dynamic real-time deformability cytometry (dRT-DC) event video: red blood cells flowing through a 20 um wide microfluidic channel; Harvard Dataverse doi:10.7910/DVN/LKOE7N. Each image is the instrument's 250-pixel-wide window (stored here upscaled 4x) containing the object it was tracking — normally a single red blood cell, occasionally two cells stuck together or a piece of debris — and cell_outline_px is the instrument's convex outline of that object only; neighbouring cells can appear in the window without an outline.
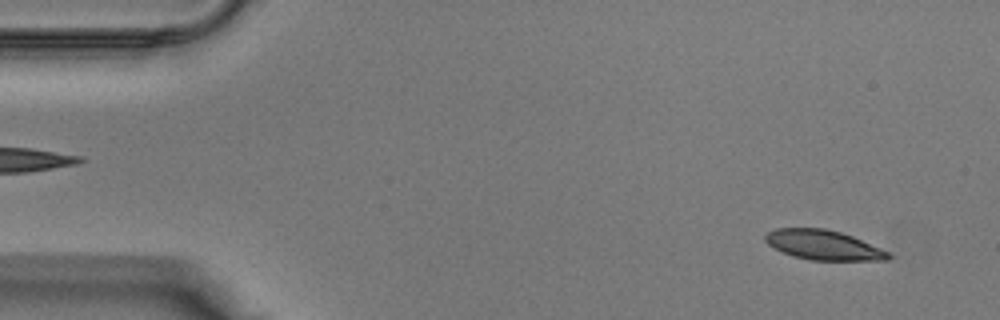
{"species": "Egyptian fruit bat (a non-hibernating species)", "species_latin": "Rousettus aegyptiacus", "temperature_condition": "warm", "stored_images_in_passage": 39, "camera_frame_rate_fps": 3000, "um_per_image_px": 0.085, "animal": {"sex": "male"}, "frame": {"image": 1, "passage_image": 2, "time_ms": 0.333, "image_size_px": [1000, 320], "cell_outline_px": [[892, 256], [888, 260], [812, 260], [792, 256], [768, 244], [764, 240], [764, 236], [768, 232], [776, 228], [824, 228], [840, 232], [852, 236], [880, 248], [888, 252]], "centroid_in_image_um": [69.97, 20.82], "position_along_channel_um": 15.0, "area_um2": 21.1}}
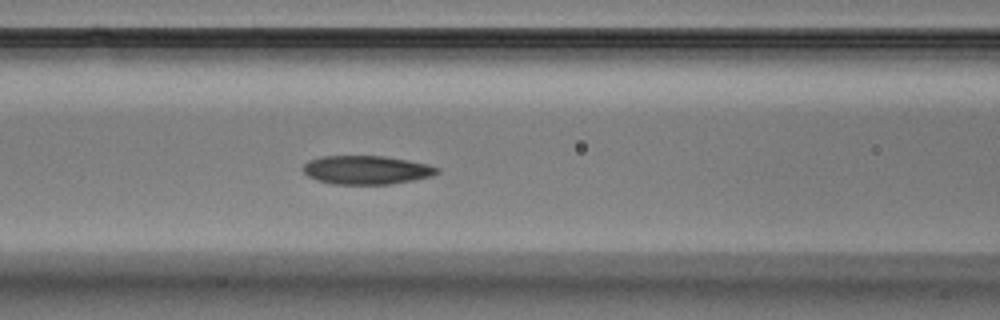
{"frame": {"image": 2, "passage_image": 15, "time_ms": 4.667, "image_size_px": [1000, 320], "cell_outline_px": [[440, 172], [432, 176], [412, 180], [388, 184], [332, 184], [316, 180], [308, 176], [304, 172], [304, 164], [308, 160], [320, 156], [384, 156], [408, 160], [428, 164], [440, 168]], "centroid_in_image_um": [31.15, 14.44], "position_along_channel_um": 135.4, "area_um2": 22.43}}
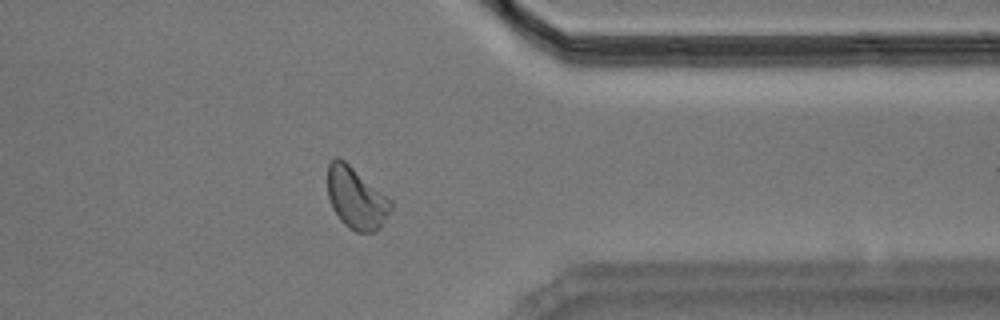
{"frame": {"image": 3, "passage_image": 30, "time_ms": 9.667, "image_size_px": [1000, 320], "cell_outline_px": [[392, 208], [380, 228], [376, 232], [356, 232], [348, 228], [340, 220], [332, 208], [328, 196], [328, 164], [336, 156], [344, 160], [392, 200]], "centroid_in_image_um": [30.27, 16.86], "position_along_channel_um": 381.1, "area_um2": 22.72}}